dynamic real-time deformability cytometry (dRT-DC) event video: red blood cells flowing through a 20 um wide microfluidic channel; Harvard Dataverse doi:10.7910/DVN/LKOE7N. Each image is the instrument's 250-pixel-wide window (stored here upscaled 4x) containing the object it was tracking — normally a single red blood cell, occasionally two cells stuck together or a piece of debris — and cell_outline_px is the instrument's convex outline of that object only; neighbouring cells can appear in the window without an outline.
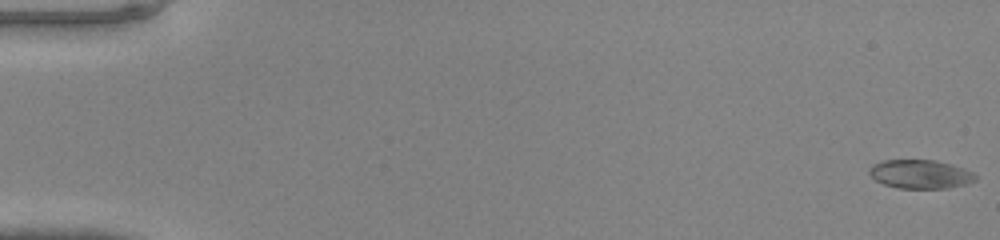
{"species": "common noctule bat (a hibernating species)", "species_latin": "Nyctalus noctula", "temperature_condition": "warm", "stored_images_in_passage": 48, "camera_frame_rate_fps": 3000, "um_per_image_px": 0.085, "animal": {"sex": "male", "body_mass_g": 20.0, "forearm_length_mm": 53.3}, "frame": {"image": 1, "passage_image": 1, "time_ms": 0.0, "image_size_px": [1000, 240], "cell_outline_px": [[976, 180], [964, 184], [948, 188], [896, 188], [884, 184], [876, 180], [868, 172], [868, 168], [872, 164], [884, 160], [936, 160], [952, 164], [964, 168], [972, 172], [976, 176]], "centroid_in_image_um": [78.21, 14.79], "position_along_channel_um": 6.8, "area_um2": 17.8}}
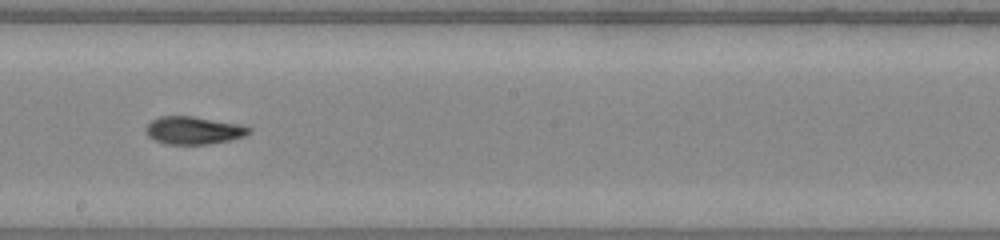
{"frame": {"image": 2, "passage_image": 28, "time_ms": 9.0, "image_size_px": [1000, 240], "cell_outline_px": [[252, 132], [244, 136], [228, 140], [208, 144], [164, 144], [148, 136], [144, 128], [152, 120], [160, 116], [192, 116], [244, 124], [252, 128]], "centroid_in_image_um": [16.49, 11.07], "position_along_channel_um": 231.7, "area_um2": 16.82}}
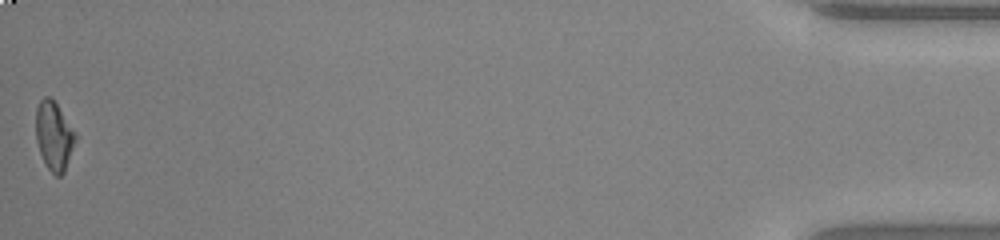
{"frame": {"image": 3, "passage_image": 48, "time_ms": 15.667, "image_size_px": [1000, 240], "cell_outline_px": [[76, 140], [64, 172], [60, 176], [56, 176], [48, 168], [40, 152], [36, 140], [36, 108], [40, 100], [44, 96], [52, 96], [76, 136]], "centroid_in_image_um": [4.57, 11.52], "position_along_channel_um": 430.6, "area_um2": 15.55}}